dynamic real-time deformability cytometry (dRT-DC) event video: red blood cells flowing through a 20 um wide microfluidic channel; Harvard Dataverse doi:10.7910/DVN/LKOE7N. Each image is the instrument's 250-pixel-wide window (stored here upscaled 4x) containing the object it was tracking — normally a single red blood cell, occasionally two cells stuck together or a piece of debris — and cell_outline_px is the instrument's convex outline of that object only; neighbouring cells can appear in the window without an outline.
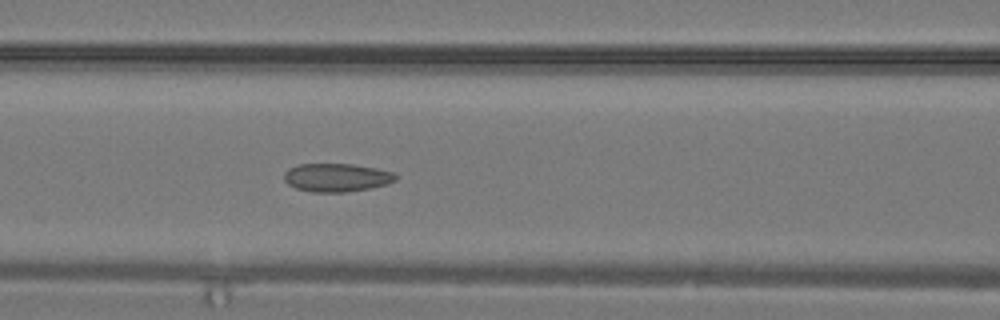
{"species": "common noctule bat (a hibernating species)", "species_latin": "Nyctalus noctula", "temperature_condition": "warm", "stored_images_in_passage": 16, "camera_frame_rate_fps": 3000, "um_per_image_px": 0.085, "animal": {"sex": "male", "body_mass_g": 19.2, "forearm_length_mm": 51.8}, "frame": {"image": 1, "passage_image": 14, "time_ms": 4.333, "image_size_px": [1000, 320], "cell_outline_px": [[396, 180], [388, 184], [372, 188], [344, 192], [312, 192], [296, 188], [288, 184], [284, 180], [284, 172], [288, 168], [296, 164], [352, 164], [376, 168], [392, 172], [396, 176]], "centroid_in_image_um": [28.59, 15.09], "position_along_channel_um": 138.0, "area_um2": 18.5}}
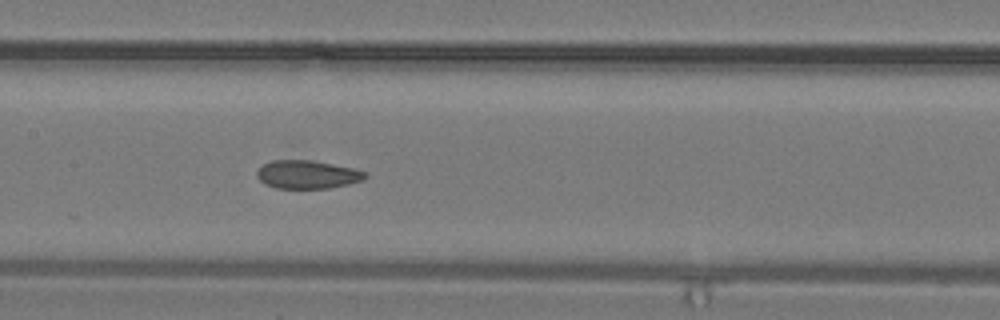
{"frame": {"image": 2, "passage_image": 16, "time_ms": 5.0, "image_size_px": [1000, 320], "cell_outline_px": [[368, 176], [364, 180], [348, 184], [328, 188], [276, 188], [264, 184], [256, 176], [256, 172], [264, 164], [272, 160], [312, 160], [356, 168], [368, 172]], "centroid_in_image_um": [26.17, 14.83], "position_along_channel_um": 181.2, "area_um2": 18.03}}